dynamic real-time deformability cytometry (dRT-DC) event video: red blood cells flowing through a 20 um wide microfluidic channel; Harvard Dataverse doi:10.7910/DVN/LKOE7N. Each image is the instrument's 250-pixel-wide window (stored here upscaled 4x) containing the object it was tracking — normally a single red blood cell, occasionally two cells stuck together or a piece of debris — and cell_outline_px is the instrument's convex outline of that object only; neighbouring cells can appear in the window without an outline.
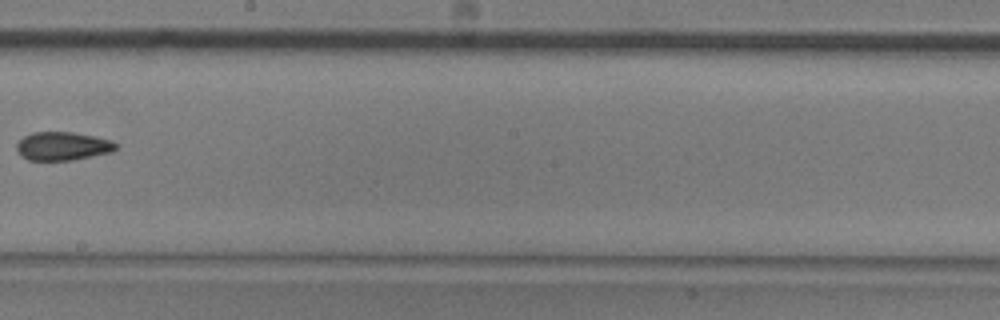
{"species": "common noctule bat (a hibernating species)", "species_latin": "Nyctalus noctula", "temperature_condition": "room temperature", "stored_images_in_passage": 9, "camera_frame_rate_fps": 3000, "um_per_image_px": 0.085, "animal": {"sex": "male", "body_mass_g": 20.5, "forearm_length_mm": 52.5}, "frame": {"image": 1, "passage_image": 8, "time_ms": 2.333, "image_size_px": [1000, 320], "cell_outline_px": [[116, 148], [112, 152], [72, 160], [28, 160], [20, 156], [16, 152], [16, 144], [24, 136], [32, 132], [72, 132], [96, 136], [112, 140], [116, 144]], "centroid_in_image_um": [5.3, 12.42], "position_along_channel_um": 242.9, "area_um2": 16.59}}
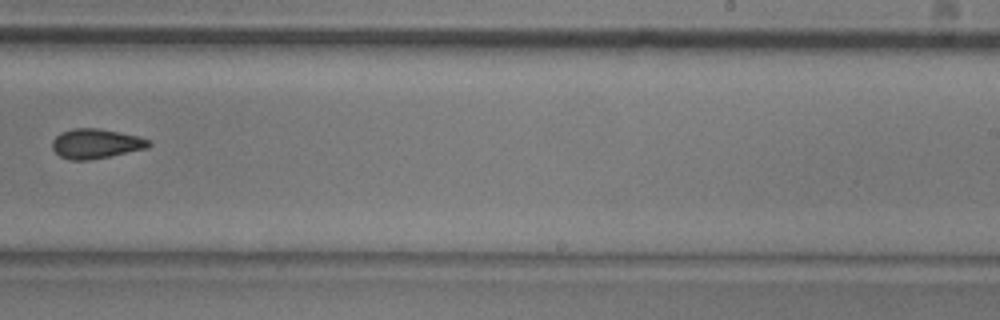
{"frame": {"image": 2, "passage_image": 9, "time_ms": 2.667, "image_size_px": [1000, 320], "cell_outline_px": [[152, 144], [148, 148], [88, 160], [68, 160], [60, 156], [52, 148], [52, 140], [60, 132], [72, 128], [100, 128], [136, 136], [148, 140]], "centroid_in_image_um": [8.11, 12.2], "position_along_channel_um": 280.9, "area_um2": 16.59}}